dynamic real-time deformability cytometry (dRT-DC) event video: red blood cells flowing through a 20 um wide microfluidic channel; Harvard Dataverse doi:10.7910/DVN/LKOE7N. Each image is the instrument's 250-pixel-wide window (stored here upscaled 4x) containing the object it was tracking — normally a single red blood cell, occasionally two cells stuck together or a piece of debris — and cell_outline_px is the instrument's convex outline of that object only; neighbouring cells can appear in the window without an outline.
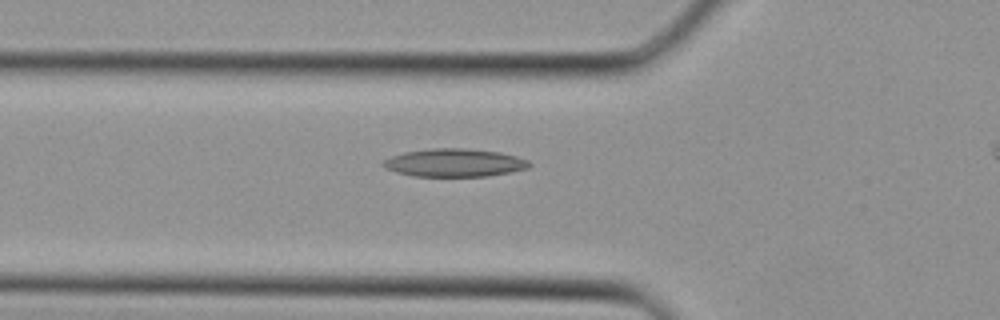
{"species": "Egyptian fruit bat (a non-hibernating species)", "species_latin": "Rousettus aegyptiacus", "temperature_condition": "cold", "stored_images_in_passage": 29, "camera_frame_rate_fps": 3000, "um_per_image_px": 0.085, "animal": {"sex": "female"}, "frame": {"image": 1, "passage_image": 9, "time_ms": 2.667, "image_size_px": [1000, 320], "cell_outline_px": [[532, 164], [528, 168], [512, 172], [488, 176], [412, 176], [396, 172], [384, 168], [380, 164], [380, 160], [404, 152], [432, 148], [464, 148], [500, 152], [516, 156], [528, 160]], "centroid_in_image_um": [38.6, 13.83], "position_along_channel_um": 87.2, "area_um2": 24.1}}
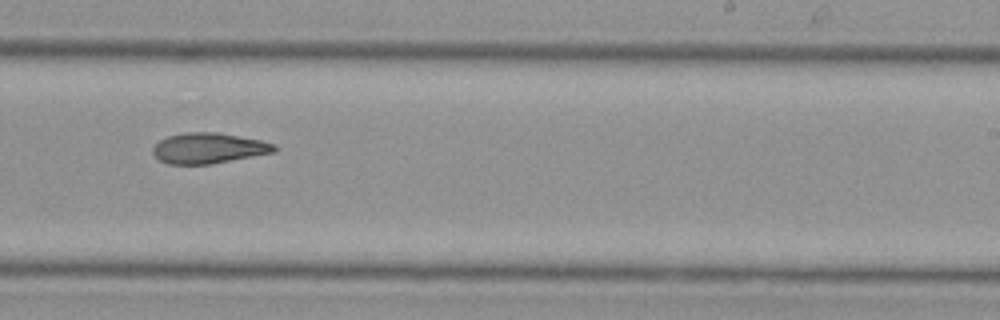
{"frame": {"image": 2, "passage_image": 19, "time_ms": 6.0, "image_size_px": [1000, 320], "cell_outline_px": [[276, 152], [212, 164], [168, 164], [160, 160], [152, 152], [152, 148], [160, 140], [168, 136], [188, 132], [216, 132], [260, 140], [276, 144]], "centroid_in_image_um": [17.74, 12.6], "position_along_channel_um": 271.3, "area_um2": 21.56}}
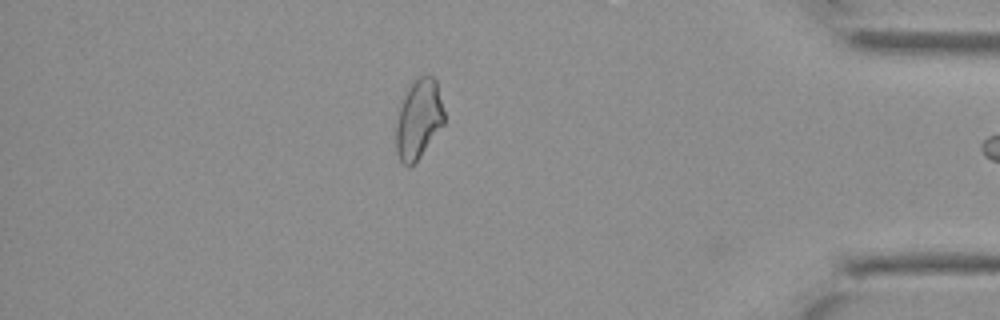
{"frame": {"image": 3, "passage_image": 28, "time_ms": 9.0, "image_size_px": [1000, 320], "cell_outline_px": [[444, 124], [420, 156], [408, 168], [400, 160], [396, 152], [396, 124], [400, 108], [404, 96], [412, 80], [424, 72], [428, 72], [436, 80], [444, 112]], "centroid_in_image_um": [35.58, 10.07], "position_along_channel_um": 399.6, "area_um2": 22.31}}